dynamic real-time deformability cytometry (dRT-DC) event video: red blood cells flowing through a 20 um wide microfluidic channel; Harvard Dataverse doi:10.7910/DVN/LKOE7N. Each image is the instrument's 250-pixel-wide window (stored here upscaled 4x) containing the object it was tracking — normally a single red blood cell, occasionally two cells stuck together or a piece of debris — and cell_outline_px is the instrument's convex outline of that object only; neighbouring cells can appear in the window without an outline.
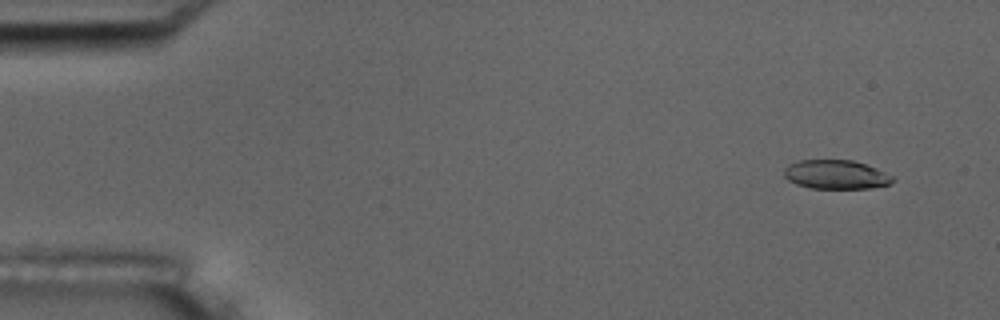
{"species": "common noctule bat (a hibernating species)", "species_latin": "Nyctalus noctula", "temperature_condition": "room temperature", "stored_images_in_passage": 8, "camera_frame_rate_fps": 3000, "um_per_image_px": 0.085, "animal": {"sex": "male", "body_mass_g": 17.5, "forearm_length_mm": 52.3}, "frame": {"image": 1, "passage_image": 1, "time_ms": 0.0, "image_size_px": [1000, 320], "cell_outline_px": [[896, 180], [892, 184], [868, 188], [812, 188], [796, 184], [788, 180], [784, 176], [784, 168], [788, 164], [800, 160], [852, 160], [876, 168], [892, 176]], "centroid_in_image_um": [71.05, 14.84], "position_along_channel_um": 13.9, "area_um2": 18.32}}
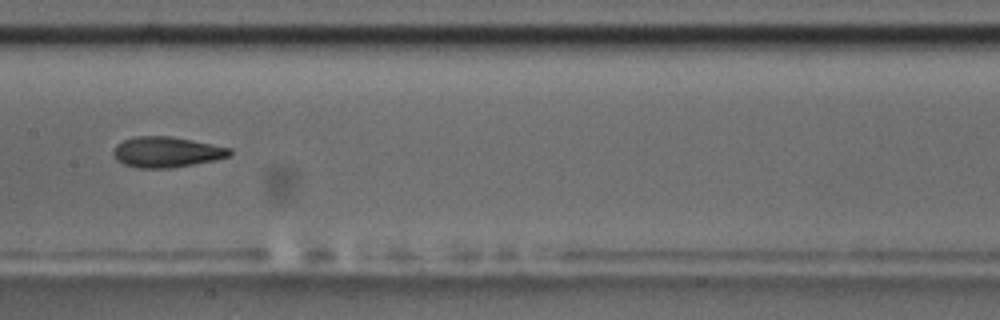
{"frame": {"image": 2, "passage_image": 8, "time_ms": 2.333, "image_size_px": [1000, 320], "cell_outline_px": [[232, 152], [228, 156], [216, 160], [172, 168], [136, 168], [124, 164], [116, 160], [112, 156], [112, 148], [116, 144], [124, 140], [136, 136], [172, 136], [232, 148]], "centroid_in_image_um": [14.12, 12.92], "position_along_channel_um": 193.3, "area_um2": 20.98}}